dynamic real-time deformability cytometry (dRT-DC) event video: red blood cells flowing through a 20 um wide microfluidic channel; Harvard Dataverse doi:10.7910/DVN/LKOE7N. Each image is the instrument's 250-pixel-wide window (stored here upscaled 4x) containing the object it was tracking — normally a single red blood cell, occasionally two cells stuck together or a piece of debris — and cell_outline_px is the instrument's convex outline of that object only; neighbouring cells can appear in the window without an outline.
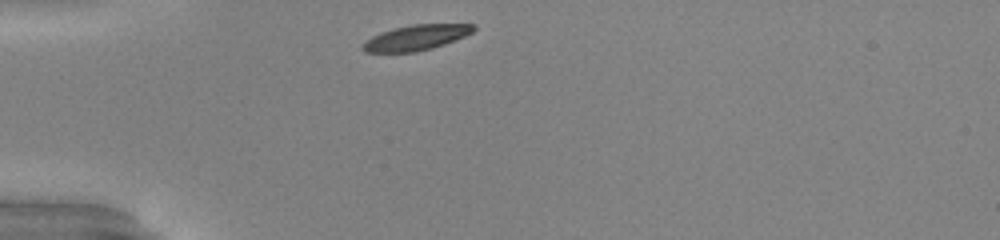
{"species": "common noctule bat (a hibernating species)", "species_latin": "Nyctalus noctula", "temperature_condition": "warm", "stored_images_in_passage": 29, "camera_frame_rate_fps": 3000, "um_per_image_px": 0.085, "animal": {"sex": "male", "body_mass_g": 20.0, "forearm_length_mm": 53.3}, "frame": {"image": 1, "passage_image": 1, "time_ms": 0.0, "image_size_px": [1000, 240], "cell_outline_px": [[476, 28], [472, 32], [464, 36], [444, 44], [432, 48], [416, 52], [364, 52], [360, 48], [360, 44], [364, 40], [380, 32], [392, 28], [412, 24], [476, 24]], "centroid_in_image_um": [35.3, 3.19], "position_along_channel_um": 49.7, "area_um2": 16.53}}
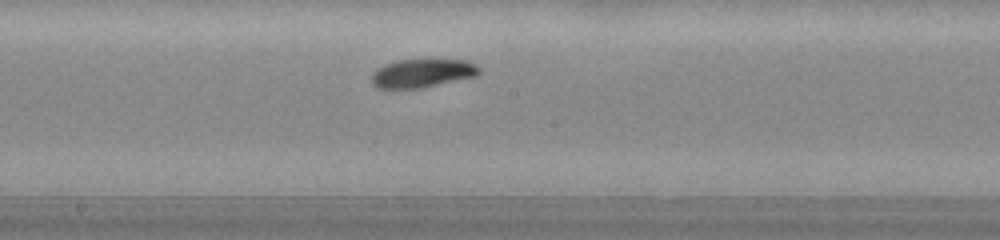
{"frame": {"image": 2, "passage_image": 15, "time_ms": 4.667, "image_size_px": [1000, 240], "cell_outline_px": [[480, 72], [476, 76], [420, 88], [380, 88], [372, 84], [372, 72], [384, 64], [400, 60], [464, 60], [476, 64], [480, 68]], "centroid_in_image_um": [35.89, 6.22], "position_along_channel_um": 212.3, "area_um2": 17.63}}
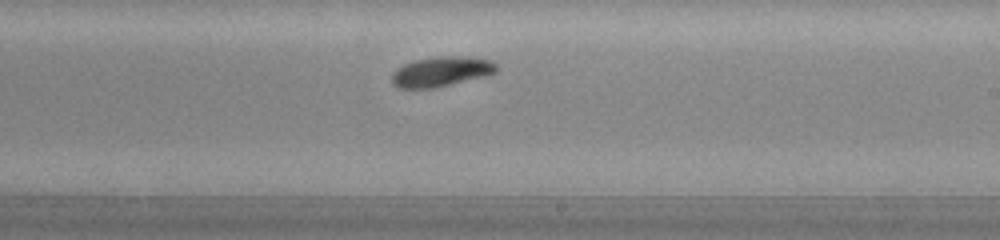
{"frame": {"image": 3, "passage_image": 18, "time_ms": 5.667, "image_size_px": [1000, 240], "cell_outline_px": [[496, 72], [484, 76], [436, 88], [396, 88], [392, 84], [392, 72], [396, 68], [404, 64], [416, 60], [440, 56], [468, 56], [492, 60], [496, 64]], "centroid_in_image_um": [37.49, 6.08], "position_along_channel_um": 251.5, "area_um2": 18.32}, "authors_computed_cell_mechanics": {"area_um2": 17.8024, "velocity_mm_per_s": 3.9352, "shape_relaxation_time_tau1_ms": 2.5282, "shape_relaxation_time_tau2_ms": null, "deformation_change_tau1": 0.1152, "deformation_change_tau2": null}}